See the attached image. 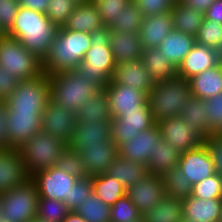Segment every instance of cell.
I'll use <instances>...</instances> for the list:
<instances>
[{"instance_id":"obj_39","label":"cell","mask_w":222,"mask_h":222,"mask_svg":"<svg viewBox=\"0 0 222 222\" xmlns=\"http://www.w3.org/2000/svg\"><path fill=\"white\" fill-rule=\"evenodd\" d=\"M162 178L166 196L181 200L191 196L193 185L179 168L167 171Z\"/></svg>"},{"instance_id":"obj_37","label":"cell","mask_w":222,"mask_h":222,"mask_svg":"<svg viewBox=\"0 0 222 222\" xmlns=\"http://www.w3.org/2000/svg\"><path fill=\"white\" fill-rule=\"evenodd\" d=\"M91 179L94 194L110 206L126 195L125 187L107 173L92 176Z\"/></svg>"},{"instance_id":"obj_21","label":"cell","mask_w":222,"mask_h":222,"mask_svg":"<svg viewBox=\"0 0 222 222\" xmlns=\"http://www.w3.org/2000/svg\"><path fill=\"white\" fill-rule=\"evenodd\" d=\"M83 160L87 176L104 174L118 156V147L111 141L102 145H89L86 151H78Z\"/></svg>"},{"instance_id":"obj_20","label":"cell","mask_w":222,"mask_h":222,"mask_svg":"<svg viewBox=\"0 0 222 222\" xmlns=\"http://www.w3.org/2000/svg\"><path fill=\"white\" fill-rule=\"evenodd\" d=\"M108 84L126 85L148 95L155 82L142 61L138 60L116 65Z\"/></svg>"},{"instance_id":"obj_28","label":"cell","mask_w":222,"mask_h":222,"mask_svg":"<svg viewBox=\"0 0 222 222\" xmlns=\"http://www.w3.org/2000/svg\"><path fill=\"white\" fill-rule=\"evenodd\" d=\"M103 26L97 7L93 2H89L77 3L74 11L62 28L92 33Z\"/></svg>"},{"instance_id":"obj_60","label":"cell","mask_w":222,"mask_h":222,"mask_svg":"<svg viewBox=\"0 0 222 222\" xmlns=\"http://www.w3.org/2000/svg\"><path fill=\"white\" fill-rule=\"evenodd\" d=\"M128 222H145L144 217L141 215L138 219H135L133 221H128Z\"/></svg>"},{"instance_id":"obj_48","label":"cell","mask_w":222,"mask_h":222,"mask_svg":"<svg viewBox=\"0 0 222 222\" xmlns=\"http://www.w3.org/2000/svg\"><path fill=\"white\" fill-rule=\"evenodd\" d=\"M93 192L91 177L77 179L69 192V210L75 211Z\"/></svg>"},{"instance_id":"obj_63","label":"cell","mask_w":222,"mask_h":222,"mask_svg":"<svg viewBox=\"0 0 222 222\" xmlns=\"http://www.w3.org/2000/svg\"><path fill=\"white\" fill-rule=\"evenodd\" d=\"M31 222H49V221H45L43 219L36 218V219H33Z\"/></svg>"},{"instance_id":"obj_33","label":"cell","mask_w":222,"mask_h":222,"mask_svg":"<svg viewBox=\"0 0 222 222\" xmlns=\"http://www.w3.org/2000/svg\"><path fill=\"white\" fill-rule=\"evenodd\" d=\"M175 31L196 37L204 20V13L177 0L171 10Z\"/></svg>"},{"instance_id":"obj_45","label":"cell","mask_w":222,"mask_h":222,"mask_svg":"<svg viewBox=\"0 0 222 222\" xmlns=\"http://www.w3.org/2000/svg\"><path fill=\"white\" fill-rule=\"evenodd\" d=\"M76 5L74 0H50L45 15L53 24L63 27Z\"/></svg>"},{"instance_id":"obj_59","label":"cell","mask_w":222,"mask_h":222,"mask_svg":"<svg viewBox=\"0 0 222 222\" xmlns=\"http://www.w3.org/2000/svg\"><path fill=\"white\" fill-rule=\"evenodd\" d=\"M215 52L217 53L219 63L222 64V39L220 43L218 44V46L216 47Z\"/></svg>"},{"instance_id":"obj_18","label":"cell","mask_w":222,"mask_h":222,"mask_svg":"<svg viewBox=\"0 0 222 222\" xmlns=\"http://www.w3.org/2000/svg\"><path fill=\"white\" fill-rule=\"evenodd\" d=\"M161 139L160 129L156 124L151 129L142 131L128 143L118 147V156L147 166L158 141Z\"/></svg>"},{"instance_id":"obj_16","label":"cell","mask_w":222,"mask_h":222,"mask_svg":"<svg viewBox=\"0 0 222 222\" xmlns=\"http://www.w3.org/2000/svg\"><path fill=\"white\" fill-rule=\"evenodd\" d=\"M126 195L143 216L166 197L163 178L149 174L128 188Z\"/></svg>"},{"instance_id":"obj_5","label":"cell","mask_w":222,"mask_h":222,"mask_svg":"<svg viewBox=\"0 0 222 222\" xmlns=\"http://www.w3.org/2000/svg\"><path fill=\"white\" fill-rule=\"evenodd\" d=\"M99 89L75 71L49 76L50 99L76 113Z\"/></svg>"},{"instance_id":"obj_23","label":"cell","mask_w":222,"mask_h":222,"mask_svg":"<svg viewBox=\"0 0 222 222\" xmlns=\"http://www.w3.org/2000/svg\"><path fill=\"white\" fill-rule=\"evenodd\" d=\"M174 30L171 12L143 17L139 38L143 48L158 47L167 35Z\"/></svg>"},{"instance_id":"obj_17","label":"cell","mask_w":222,"mask_h":222,"mask_svg":"<svg viewBox=\"0 0 222 222\" xmlns=\"http://www.w3.org/2000/svg\"><path fill=\"white\" fill-rule=\"evenodd\" d=\"M31 179L17 148L0 149V195Z\"/></svg>"},{"instance_id":"obj_40","label":"cell","mask_w":222,"mask_h":222,"mask_svg":"<svg viewBox=\"0 0 222 222\" xmlns=\"http://www.w3.org/2000/svg\"><path fill=\"white\" fill-rule=\"evenodd\" d=\"M75 212L87 222H111V206L104 203L94 193Z\"/></svg>"},{"instance_id":"obj_36","label":"cell","mask_w":222,"mask_h":222,"mask_svg":"<svg viewBox=\"0 0 222 222\" xmlns=\"http://www.w3.org/2000/svg\"><path fill=\"white\" fill-rule=\"evenodd\" d=\"M143 217L145 222H181L183 218V201L166 196Z\"/></svg>"},{"instance_id":"obj_8","label":"cell","mask_w":222,"mask_h":222,"mask_svg":"<svg viewBox=\"0 0 222 222\" xmlns=\"http://www.w3.org/2000/svg\"><path fill=\"white\" fill-rule=\"evenodd\" d=\"M49 98V76L43 73L37 78L20 81L5 104L10 112L43 115Z\"/></svg>"},{"instance_id":"obj_56","label":"cell","mask_w":222,"mask_h":222,"mask_svg":"<svg viewBox=\"0 0 222 222\" xmlns=\"http://www.w3.org/2000/svg\"><path fill=\"white\" fill-rule=\"evenodd\" d=\"M6 104L4 101L0 100V149H7V141H6Z\"/></svg>"},{"instance_id":"obj_12","label":"cell","mask_w":222,"mask_h":222,"mask_svg":"<svg viewBox=\"0 0 222 222\" xmlns=\"http://www.w3.org/2000/svg\"><path fill=\"white\" fill-rule=\"evenodd\" d=\"M156 124L149 105L143 111L126 112L124 116L110 120L111 140L119 147L134 139L138 133L151 129Z\"/></svg>"},{"instance_id":"obj_42","label":"cell","mask_w":222,"mask_h":222,"mask_svg":"<svg viewBox=\"0 0 222 222\" xmlns=\"http://www.w3.org/2000/svg\"><path fill=\"white\" fill-rule=\"evenodd\" d=\"M69 212L70 210L63 201L38 198L36 218L49 222H62Z\"/></svg>"},{"instance_id":"obj_57","label":"cell","mask_w":222,"mask_h":222,"mask_svg":"<svg viewBox=\"0 0 222 222\" xmlns=\"http://www.w3.org/2000/svg\"><path fill=\"white\" fill-rule=\"evenodd\" d=\"M184 4H187L188 6H191L197 11H201L202 13H205L206 10L209 8V6L215 1V0H179Z\"/></svg>"},{"instance_id":"obj_26","label":"cell","mask_w":222,"mask_h":222,"mask_svg":"<svg viewBox=\"0 0 222 222\" xmlns=\"http://www.w3.org/2000/svg\"><path fill=\"white\" fill-rule=\"evenodd\" d=\"M109 45L116 65L141 60L144 50L139 33L110 32Z\"/></svg>"},{"instance_id":"obj_41","label":"cell","mask_w":222,"mask_h":222,"mask_svg":"<svg viewBox=\"0 0 222 222\" xmlns=\"http://www.w3.org/2000/svg\"><path fill=\"white\" fill-rule=\"evenodd\" d=\"M55 166L76 179L88 177L79 153L73 151L68 146L59 156Z\"/></svg>"},{"instance_id":"obj_64","label":"cell","mask_w":222,"mask_h":222,"mask_svg":"<svg viewBox=\"0 0 222 222\" xmlns=\"http://www.w3.org/2000/svg\"><path fill=\"white\" fill-rule=\"evenodd\" d=\"M3 216L2 204H1V195H0V217Z\"/></svg>"},{"instance_id":"obj_30","label":"cell","mask_w":222,"mask_h":222,"mask_svg":"<svg viewBox=\"0 0 222 222\" xmlns=\"http://www.w3.org/2000/svg\"><path fill=\"white\" fill-rule=\"evenodd\" d=\"M195 43V37L173 30L161 42L158 48L178 68Z\"/></svg>"},{"instance_id":"obj_55","label":"cell","mask_w":222,"mask_h":222,"mask_svg":"<svg viewBox=\"0 0 222 222\" xmlns=\"http://www.w3.org/2000/svg\"><path fill=\"white\" fill-rule=\"evenodd\" d=\"M19 5L46 14L50 0H18Z\"/></svg>"},{"instance_id":"obj_29","label":"cell","mask_w":222,"mask_h":222,"mask_svg":"<svg viewBox=\"0 0 222 222\" xmlns=\"http://www.w3.org/2000/svg\"><path fill=\"white\" fill-rule=\"evenodd\" d=\"M77 122L110 123L109 99L105 89H101L87 100L76 112Z\"/></svg>"},{"instance_id":"obj_9","label":"cell","mask_w":222,"mask_h":222,"mask_svg":"<svg viewBox=\"0 0 222 222\" xmlns=\"http://www.w3.org/2000/svg\"><path fill=\"white\" fill-rule=\"evenodd\" d=\"M39 194L30 179L22 186L1 194L3 216L10 222H31L36 219Z\"/></svg>"},{"instance_id":"obj_27","label":"cell","mask_w":222,"mask_h":222,"mask_svg":"<svg viewBox=\"0 0 222 222\" xmlns=\"http://www.w3.org/2000/svg\"><path fill=\"white\" fill-rule=\"evenodd\" d=\"M188 83L191 95L203 100L222 92V64L218 63L191 77Z\"/></svg>"},{"instance_id":"obj_31","label":"cell","mask_w":222,"mask_h":222,"mask_svg":"<svg viewBox=\"0 0 222 222\" xmlns=\"http://www.w3.org/2000/svg\"><path fill=\"white\" fill-rule=\"evenodd\" d=\"M141 61L154 82L178 76V68L163 55L158 47L144 49Z\"/></svg>"},{"instance_id":"obj_50","label":"cell","mask_w":222,"mask_h":222,"mask_svg":"<svg viewBox=\"0 0 222 222\" xmlns=\"http://www.w3.org/2000/svg\"><path fill=\"white\" fill-rule=\"evenodd\" d=\"M144 17L171 12L177 0H132Z\"/></svg>"},{"instance_id":"obj_14","label":"cell","mask_w":222,"mask_h":222,"mask_svg":"<svg viewBox=\"0 0 222 222\" xmlns=\"http://www.w3.org/2000/svg\"><path fill=\"white\" fill-rule=\"evenodd\" d=\"M6 141L8 148L19 149L36 133L42 131V115L34 113L10 112L6 108Z\"/></svg>"},{"instance_id":"obj_65","label":"cell","mask_w":222,"mask_h":222,"mask_svg":"<svg viewBox=\"0 0 222 222\" xmlns=\"http://www.w3.org/2000/svg\"><path fill=\"white\" fill-rule=\"evenodd\" d=\"M181 222H195V221H189V220H187L185 218H182Z\"/></svg>"},{"instance_id":"obj_3","label":"cell","mask_w":222,"mask_h":222,"mask_svg":"<svg viewBox=\"0 0 222 222\" xmlns=\"http://www.w3.org/2000/svg\"><path fill=\"white\" fill-rule=\"evenodd\" d=\"M110 29L103 26L90 33L91 47L82 62L74 69L80 77H86L99 90L104 89L111 80L116 63L110 42Z\"/></svg>"},{"instance_id":"obj_43","label":"cell","mask_w":222,"mask_h":222,"mask_svg":"<svg viewBox=\"0 0 222 222\" xmlns=\"http://www.w3.org/2000/svg\"><path fill=\"white\" fill-rule=\"evenodd\" d=\"M191 195L203 200L222 198V177L215 173L201 182L193 184Z\"/></svg>"},{"instance_id":"obj_53","label":"cell","mask_w":222,"mask_h":222,"mask_svg":"<svg viewBox=\"0 0 222 222\" xmlns=\"http://www.w3.org/2000/svg\"><path fill=\"white\" fill-rule=\"evenodd\" d=\"M20 81L0 65V100L6 101L15 91Z\"/></svg>"},{"instance_id":"obj_15","label":"cell","mask_w":222,"mask_h":222,"mask_svg":"<svg viewBox=\"0 0 222 222\" xmlns=\"http://www.w3.org/2000/svg\"><path fill=\"white\" fill-rule=\"evenodd\" d=\"M106 90L112 118L122 117L126 112L143 111L148 104V95L122 84H107Z\"/></svg>"},{"instance_id":"obj_44","label":"cell","mask_w":222,"mask_h":222,"mask_svg":"<svg viewBox=\"0 0 222 222\" xmlns=\"http://www.w3.org/2000/svg\"><path fill=\"white\" fill-rule=\"evenodd\" d=\"M132 0H92L100 14L102 24L109 27Z\"/></svg>"},{"instance_id":"obj_22","label":"cell","mask_w":222,"mask_h":222,"mask_svg":"<svg viewBox=\"0 0 222 222\" xmlns=\"http://www.w3.org/2000/svg\"><path fill=\"white\" fill-rule=\"evenodd\" d=\"M111 141L110 123L77 122L68 147L75 152L86 151L89 145Z\"/></svg>"},{"instance_id":"obj_62","label":"cell","mask_w":222,"mask_h":222,"mask_svg":"<svg viewBox=\"0 0 222 222\" xmlns=\"http://www.w3.org/2000/svg\"><path fill=\"white\" fill-rule=\"evenodd\" d=\"M77 3H89L92 2V0H74Z\"/></svg>"},{"instance_id":"obj_25","label":"cell","mask_w":222,"mask_h":222,"mask_svg":"<svg viewBox=\"0 0 222 222\" xmlns=\"http://www.w3.org/2000/svg\"><path fill=\"white\" fill-rule=\"evenodd\" d=\"M183 201V218L195 222H218L222 211V198L203 200L189 196Z\"/></svg>"},{"instance_id":"obj_1","label":"cell","mask_w":222,"mask_h":222,"mask_svg":"<svg viewBox=\"0 0 222 222\" xmlns=\"http://www.w3.org/2000/svg\"><path fill=\"white\" fill-rule=\"evenodd\" d=\"M59 29L44 13L20 6L6 35L17 39L30 53L43 61Z\"/></svg>"},{"instance_id":"obj_10","label":"cell","mask_w":222,"mask_h":222,"mask_svg":"<svg viewBox=\"0 0 222 222\" xmlns=\"http://www.w3.org/2000/svg\"><path fill=\"white\" fill-rule=\"evenodd\" d=\"M39 198L63 201L69 209V192L77 181L70 174L65 173L56 166L42 169L31 175Z\"/></svg>"},{"instance_id":"obj_61","label":"cell","mask_w":222,"mask_h":222,"mask_svg":"<svg viewBox=\"0 0 222 222\" xmlns=\"http://www.w3.org/2000/svg\"><path fill=\"white\" fill-rule=\"evenodd\" d=\"M0 222H10V220L5 216H1L0 217Z\"/></svg>"},{"instance_id":"obj_47","label":"cell","mask_w":222,"mask_h":222,"mask_svg":"<svg viewBox=\"0 0 222 222\" xmlns=\"http://www.w3.org/2000/svg\"><path fill=\"white\" fill-rule=\"evenodd\" d=\"M141 216L139 210L134 206L127 195L121 197L111 206V222H128Z\"/></svg>"},{"instance_id":"obj_66","label":"cell","mask_w":222,"mask_h":222,"mask_svg":"<svg viewBox=\"0 0 222 222\" xmlns=\"http://www.w3.org/2000/svg\"><path fill=\"white\" fill-rule=\"evenodd\" d=\"M218 222H222V211H221L220 219Z\"/></svg>"},{"instance_id":"obj_52","label":"cell","mask_w":222,"mask_h":222,"mask_svg":"<svg viewBox=\"0 0 222 222\" xmlns=\"http://www.w3.org/2000/svg\"><path fill=\"white\" fill-rule=\"evenodd\" d=\"M204 145L210 153L215 173L222 177V134L208 135Z\"/></svg>"},{"instance_id":"obj_13","label":"cell","mask_w":222,"mask_h":222,"mask_svg":"<svg viewBox=\"0 0 222 222\" xmlns=\"http://www.w3.org/2000/svg\"><path fill=\"white\" fill-rule=\"evenodd\" d=\"M157 125L161 138L180 153L195 150L204 144V138L180 116L164 119Z\"/></svg>"},{"instance_id":"obj_7","label":"cell","mask_w":222,"mask_h":222,"mask_svg":"<svg viewBox=\"0 0 222 222\" xmlns=\"http://www.w3.org/2000/svg\"><path fill=\"white\" fill-rule=\"evenodd\" d=\"M67 146L56 137L41 131L26 141L19 150L27 172L31 176L39 170L55 166Z\"/></svg>"},{"instance_id":"obj_2","label":"cell","mask_w":222,"mask_h":222,"mask_svg":"<svg viewBox=\"0 0 222 222\" xmlns=\"http://www.w3.org/2000/svg\"><path fill=\"white\" fill-rule=\"evenodd\" d=\"M90 33L60 27L49 52L42 61L43 72L51 76L74 70L91 47Z\"/></svg>"},{"instance_id":"obj_32","label":"cell","mask_w":222,"mask_h":222,"mask_svg":"<svg viewBox=\"0 0 222 222\" xmlns=\"http://www.w3.org/2000/svg\"><path fill=\"white\" fill-rule=\"evenodd\" d=\"M106 173L114 177L126 190L149 175L146 165L120 156H117Z\"/></svg>"},{"instance_id":"obj_46","label":"cell","mask_w":222,"mask_h":222,"mask_svg":"<svg viewBox=\"0 0 222 222\" xmlns=\"http://www.w3.org/2000/svg\"><path fill=\"white\" fill-rule=\"evenodd\" d=\"M222 39V25L204 17L199 32L195 37L196 43L216 49Z\"/></svg>"},{"instance_id":"obj_24","label":"cell","mask_w":222,"mask_h":222,"mask_svg":"<svg viewBox=\"0 0 222 222\" xmlns=\"http://www.w3.org/2000/svg\"><path fill=\"white\" fill-rule=\"evenodd\" d=\"M219 63L214 48L195 43L178 67V76L188 80Z\"/></svg>"},{"instance_id":"obj_11","label":"cell","mask_w":222,"mask_h":222,"mask_svg":"<svg viewBox=\"0 0 222 222\" xmlns=\"http://www.w3.org/2000/svg\"><path fill=\"white\" fill-rule=\"evenodd\" d=\"M76 113L48 99L42 115V131L68 145L74 135Z\"/></svg>"},{"instance_id":"obj_49","label":"cell","mask_w":222,"mask_h":222,"mask_svg":"<svg viewBox=\"0 0 222 222\" xmlns=\"http://www.w3.org/2000/svg\"><path fill=\"white\" fill-rule=\"evenodd\" d=\"M212 134H222V92L204 99Z\"/></svg>"},{"instance_id":"obj_34","label":"cell","mask_w":222,"mask_h":222,"mask_svg":"<svg viewBox=\"0 0 222 222\" xmlns=\"http://www.w3.org/2000/svg\"><path fill=\"white\" fill-rule=\"evenodd\" d=\"M180 156L177 149L161 138L148 161L149 174L163 176L167 171L176 169Z\"/></svg>"},{"instance_id":"obj_35","label":"cell","mask_w":222,"mask_h":222,"mask_svg":"<svg viewBox=\"0 0 222 222\" xmlns=\"http://www.w3.org/2000/svg\"><path fill=\"white\" fill-rule=\"evenodd\" d=\"M179 116L204 139L208 135H212L203 99L191 95L187 104L181 109Z\"/></svg>"},{"instance_id":"obj_4","label":"cell","mask_w":222,"mask_h":222,"mask_svg":"<svg viewBox=\"0 0 222 222\" xmlns=\"http://www.w3.org/2000/svg\"><path fill=\"white\" fill-rule=\"evenodd\" d=\"M190 96V85L183 77L176 76L155 82L148 94V104L153 120L158 123L167 118L178 117Z\"/></svg>"},{"instance_id":"obj_19","label":"cell","mask_w":222,"mask_h":222,"mask_svg":"<svg viewBox=\"0 0 222 222\" xmlns=\"http://www.w3.org/2000/svg\"><path fill=\"white\" fill-rule=\"evenodd\" d=\"M177 168L192 185L215 174L210 153L204 144L195 150L181 153Z\"/></svg>"},{"instance_id":"obj_6","label":"cell","mask_w":222,"mask_h":222,"mask_svg":"<svg viewBox=\"0 0 222 222\" xmlns=\"http://www.w3.org/2000/svg\"><path fill=\"white\" fill-rule=\"evenodd\" d=\"M0 65L19 81L31 80L44 73L42 60L7 35H0Z\"/></svg>"},{"instance_id":"obj_54","label":"cell","mask_w":222,"mask_h":222,"mask_svg":"<svg viewBox=\"0 0 222 222\" xmlns=\"http://www.w3.org/2000/svg\"><path fill=\"white\" fill-rule=\"evenodd\" d=\"M204 17L222 25V0H215L204 13Z\"/></svg>"},{"instance_id":"obj_58","label":"cell","mask_w":222,"mask_h":222,"mask_svg":"<svg viewBox=\"0 0 222 222\" xmlns=\"http://www.w3.org/2000/svg\"><path fill=\"white\" fill-rule=\"evenodd\" d=\"M62 222H87L83 217L77 214L75 211H70Z\"/></svg>"},{"instance_id":"obj_51","label":"cell","mask_w":222,"mask_h":222,"mask_svg":"<svg viewBox=\"0 0 222 222\" xmlns=\"http://www.w3.org/2000/svg\"><path fill=\"white\" fill-rule=\"evenodd\" d=\"M19 7L18 0H0V35L10 31Z\"/></svg>"},{"instance_id":"obj_38","label":"cell","mask_w":222,"mask_h":222,"mask_svg":"<svg viewBox=\"0 0 222 222\" xmlns=\"http://www.w3.org/2000/svg\"><path fill=\"white\" fill-rule=\"evenodd\" d=\"M143 17L137 5L131 1L109 26L110 32L139 33Z\"/></svg>"}]
</instances>
